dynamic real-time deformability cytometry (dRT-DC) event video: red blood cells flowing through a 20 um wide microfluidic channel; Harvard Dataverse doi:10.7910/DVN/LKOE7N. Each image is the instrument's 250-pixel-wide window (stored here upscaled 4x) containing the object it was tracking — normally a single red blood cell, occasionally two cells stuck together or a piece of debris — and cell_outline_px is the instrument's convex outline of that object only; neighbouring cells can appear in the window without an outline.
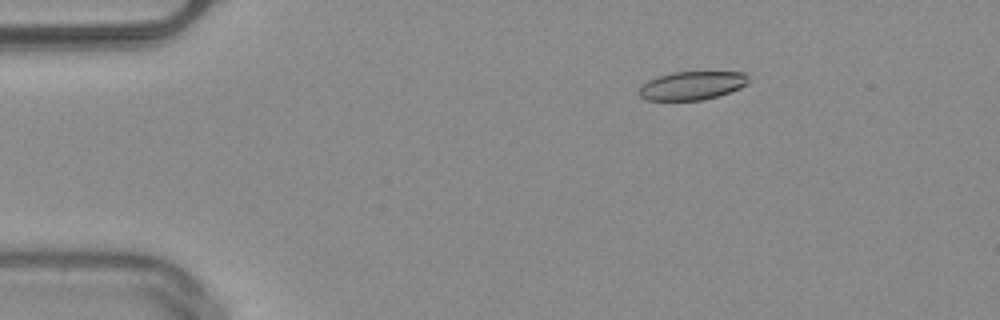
{"species": "common noctule bat (a hibernating species)", "species_latin": "Nyctalus noctula", "temperature_condition": "warm", "stored_images_in_passage": 49, "camera_frame_rate_fps": 3000, "um_per_image_px": 0.085, "animal": {"sex": "male", "body_mass_g": 20.4}, "frame": {"image": 1, "passage_image": 7, "time_ms": 2.0, "image_size_px": [1000, 320], "cell_outline_px": [[748, 84], [740, 88], [704, 100], [644, 100], [640, 96], [640, 84], [656, 76], [672, 72], [748, 72]], "centroid_in_image_um": [58.81, 7.26], "position_along_channel_um": 26.2, "area_um2": 18.26}}
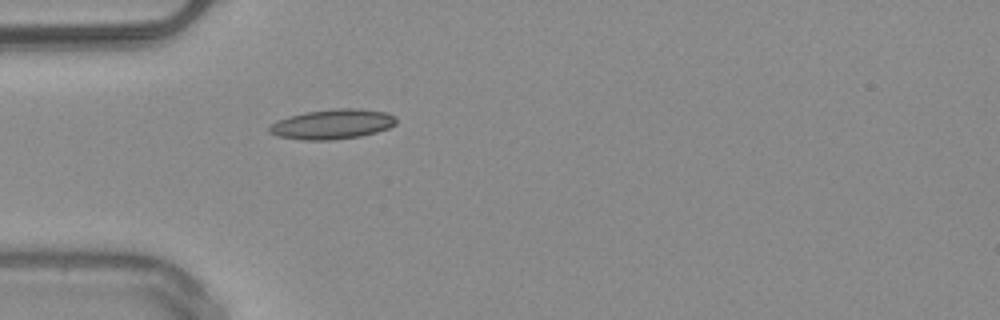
{"frame": {"image": 2, "passage_image": 14, "time_ms": 4.333, "image_size_px": [1000, 320], "cell_outline_px": [[396, 124], [388, 128], [376, 132], [360, 136], [332, 140], [300, 140], [276, 136], [268, 132], [268, 128], [276, 120], [288, 116], [304, 112], [336, 108], [360, 108], [384, 112], [396, 116]], "centroid_in_image_um": [28.22, 10.55], "position_along_channel_um": 56.8, "area_um2": 22.31}}
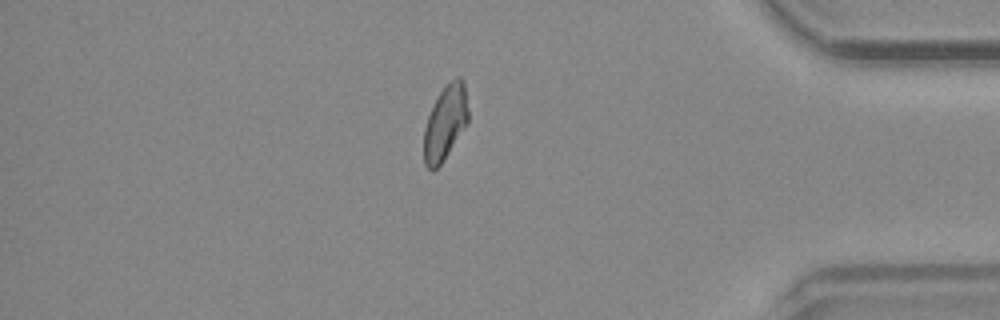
{"frame": {"image": 3, "passage_image": 42, "time_ms": 13.667, "image_size_px": [1000, 320], "cell_outline_px": [[468, 124], [440, 164], [432, 172], [424, 164], [424, 128], [428, 116], [440, 92], [456, 76], [460, 76], [464, 80], [468, 108]], "centroid_in_image_um": [37.86, 10.43], "position_along_channel_um": 397.3, "area_um2": 19.13}}